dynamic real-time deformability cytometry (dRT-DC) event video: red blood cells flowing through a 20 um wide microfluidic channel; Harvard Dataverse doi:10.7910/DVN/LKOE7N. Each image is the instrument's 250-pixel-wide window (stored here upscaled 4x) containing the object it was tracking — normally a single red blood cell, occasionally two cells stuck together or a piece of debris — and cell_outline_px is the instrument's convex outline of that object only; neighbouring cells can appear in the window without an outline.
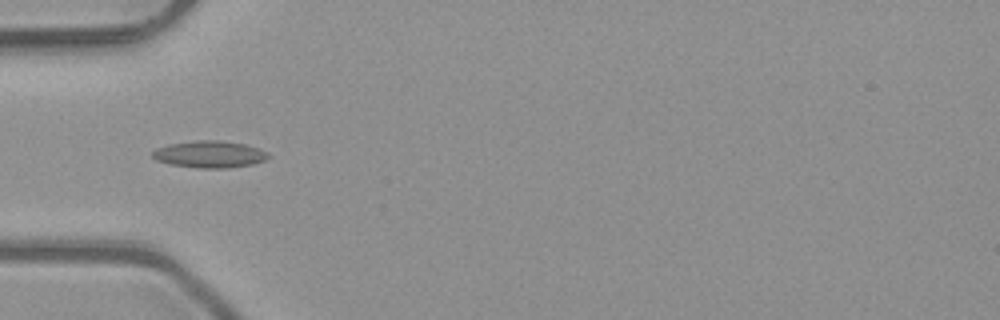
{"species": "common noctule bat (a hibernating species)", "species_latin": "Nyctalus noctula", "temperature_condition": "room temperature", "stored_images_in_passage": 4, "camera_frame_rate_fps": 3000, "um_per_image_px": 0.085, "animal": {"sex": "male", "body_mass_g": 23.1, "forearm_length_mm": 52.7}, "frame": {"image": 1, "passage_image": 3, "time_ms": 0.667, "image_size_px": [1000, 320], "cell_outline_px": [[272, 156], [264, 160], [252, 164], [228, 168], [200, 168], [172, 164], [156, 160], [152, 156], [152, 152], [156, 148], [168, 144], [196, 140], [220, 140], [244, 144], [268, 152]], "centroid_in_image_um": [17.82, 13.11], "position_along_channel_um": 67.2, "area_um2": 18.09}}
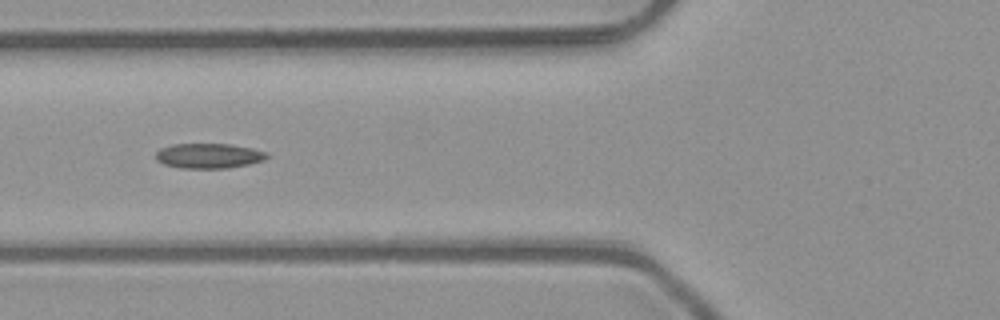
{"frame": {"image": 2, "passage_image": 4, "time_ms": 1.0, "image_size_px": [1000, 320], "cell_outline_px": [[268, 156], [264, 160], [248, 164], [228, 168], [180, 168], [164, 164], [156, 160], [156, 152], [160, 148], [172, 144], [228, 144], [252, 148], [268, 152]], "centroid_in_image_um": [17.73, 13.24], "position_along_channel_um": 108.1, "area_um2": 16.18}}